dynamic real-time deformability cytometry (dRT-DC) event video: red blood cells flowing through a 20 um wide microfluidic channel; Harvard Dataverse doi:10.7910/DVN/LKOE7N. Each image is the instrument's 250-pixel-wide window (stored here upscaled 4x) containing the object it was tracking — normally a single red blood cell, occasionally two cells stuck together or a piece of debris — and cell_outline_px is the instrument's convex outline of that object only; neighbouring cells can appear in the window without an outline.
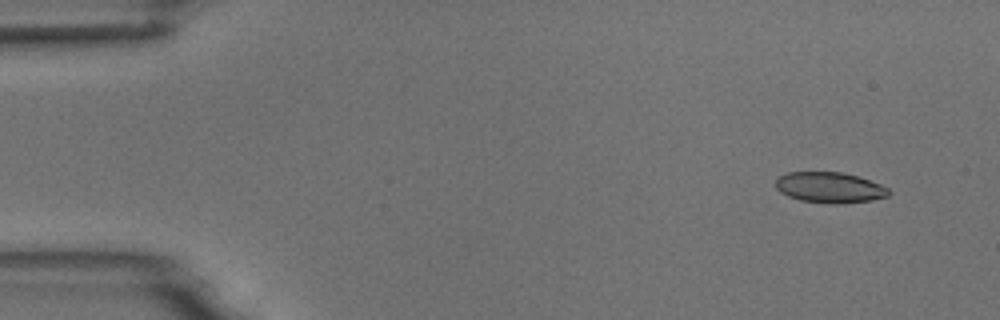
{"species": "common noctule bat (a hibernating species)", "species_latin": "Nyctalus noctula", "temperature_condition": "room temperature", "stored_images_in_passage": 7, "camera_frame_rate_fps": 3000, "um_per_image_px": 0.085, "animal": {"sex": "male", "body_mass_g": 18.8}, "frame": {"image": 1, "passage_image": 2, "time_ms": 1.0, "image_size_px": [1000, 320], "cell_outline_px": [[892, 192], [888, 196], [872, 200], [836, 204], [800, 200], [788, 196], [780, 192], [776, 188], [776, 176], [788, 172], [844, 172], [880, 184], [888, 188]], "centroid_in_image_um": [70.51, 15.93], "position_along_channel_um": 14.5, "area_um2": 20.23}}
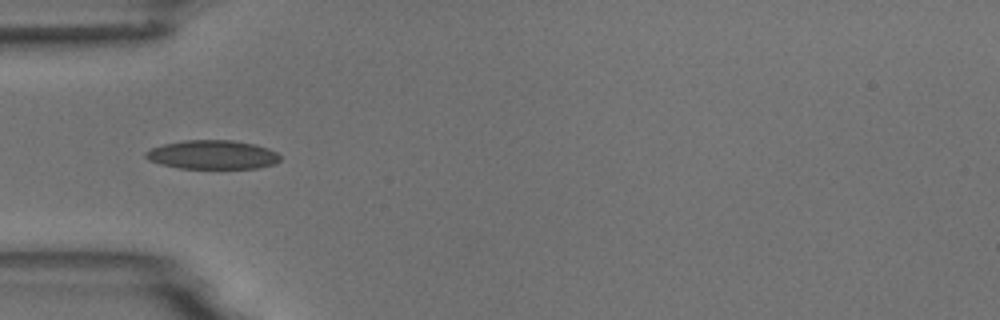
{"frame": {"image": 2, "passage_image": 5, "time_ms": 5.333, "image_size_px": [1000, 320], "cell_outline_px": [[280, 160], [276, 164], [256, 168], [180, 168], [160, 164], [148, 160], [144, 156], [144, 152], [152, 148], [164, 144], [184, 140], [232, 140], [256, 144], [268, 148], [276, 152], [280, 156]], "centroid_in_image_um": [18.06, 13.15], "position_along_channel_um": 66.9, "area_um2": 22.72}}